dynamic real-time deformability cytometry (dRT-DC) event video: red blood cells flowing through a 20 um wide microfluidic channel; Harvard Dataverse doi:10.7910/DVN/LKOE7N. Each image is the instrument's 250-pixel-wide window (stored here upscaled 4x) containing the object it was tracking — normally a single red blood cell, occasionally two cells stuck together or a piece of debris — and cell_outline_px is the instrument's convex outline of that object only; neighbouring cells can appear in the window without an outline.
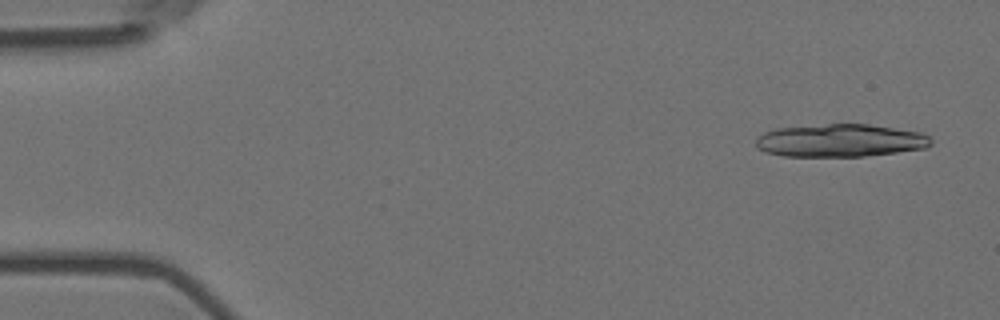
{"species": "Egyptian fruit bat (a non-hibernating species)", "species_latin": "Rousettus aegyptiacus", "temperature_condition": "room temperature", "stored_images_in_passage": 5, "camera_frame_rate_fps": 3000, "um_per_image_px": 0.085, "animal": {"sex": "female"}, "frame": {"image": 1, "passage_image": 1, "time_ms": 0.0, "image_size_px": [1000, 320], "cell_outline_px": [[932, 144], [928, 148], [864, 156], [784, 156], [764, 152], [756, 148], [756, 136], [764, 132], [776, 128], [828, 124], [868, 124], [924, 132], [932, 140]], "centroid_in_image_um": [71.43, 11.94], "position_along_channel_um": 13.6, "area_um2": 33.76}}